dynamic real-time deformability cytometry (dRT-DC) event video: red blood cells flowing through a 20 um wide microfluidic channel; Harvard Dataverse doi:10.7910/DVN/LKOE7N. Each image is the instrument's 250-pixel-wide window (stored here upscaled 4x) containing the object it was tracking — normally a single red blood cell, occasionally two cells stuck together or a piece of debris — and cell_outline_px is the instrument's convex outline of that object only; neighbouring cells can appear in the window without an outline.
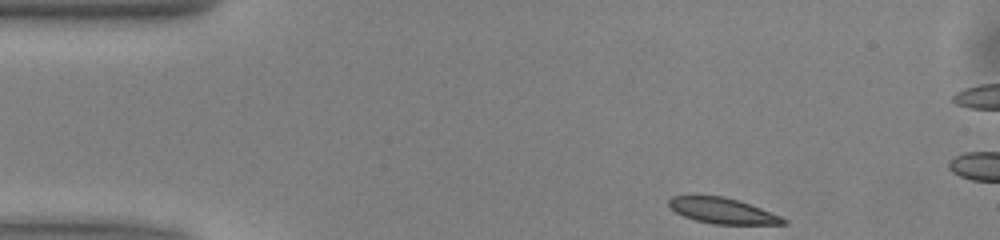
{"species": "common noctule bat (a hibernating species)", "species_latin": "Nyctalus noctula", "temperature_condition": "warm", "stored_images_in_passage": 8, "camera_frame_rate_fps": 3000, "um_per_image_px": 0.085, "animal": {"sex": "male", "body_mass_g": 13.0, "forearm_length_mm": 53.1}, "frame": {"image": 1, "passage_image": 1, "time_ms": 0.0, "image_size_px": [1000, 240], "cell_outline_px": [[788, 224], [712, 224], [696, 220], [684, 216], [676, 212], [668, 204], [668, 200], [672, 196], [724, 196], [760, 208], [780, 216], [788, 220]], "centroid_in_image_um": [61.42, 17.92], "position_along_channel_um": 23.6, "area_um2": 16.82}}